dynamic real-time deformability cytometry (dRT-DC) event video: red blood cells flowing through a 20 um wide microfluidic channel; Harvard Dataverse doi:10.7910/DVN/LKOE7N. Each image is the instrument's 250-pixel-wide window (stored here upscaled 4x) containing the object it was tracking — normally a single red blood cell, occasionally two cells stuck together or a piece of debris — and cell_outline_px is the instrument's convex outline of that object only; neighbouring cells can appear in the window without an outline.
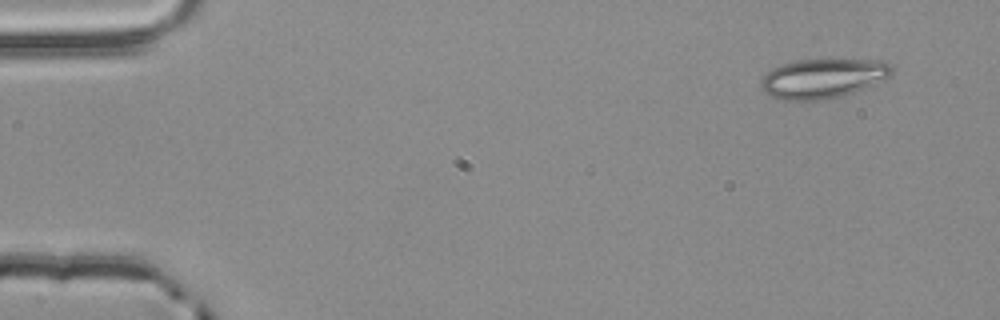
{"species": "common noctule bat (a hibernating species)", "species_latin": "Nyctalus noctula", "temperature_condition": "room temperature", "stored_images_in_passage": 4, "camera_frame_rate_fps": 3000, "um_per_image_px": 0.085, "animal": {"sex": "male", "body_mass_g": 20.4}, "frame": {"image": 1, "passage_image": 1, "time_ms": 0.0, "image_size_px": [1000, 320], "cell_outline_px": [[892, 72], [888, 76], [864, 88], [840, 96], [824, 100], [784, 100], [772, 96], [764, 92], [760, 88], [760, 80], [772, 68], [796, 60], [888, 60], [892, 64]], "centroid_in_image_um": [69.93, 6.66], "position_along_channel_um": 15.1, "area_um2": 29.88}}